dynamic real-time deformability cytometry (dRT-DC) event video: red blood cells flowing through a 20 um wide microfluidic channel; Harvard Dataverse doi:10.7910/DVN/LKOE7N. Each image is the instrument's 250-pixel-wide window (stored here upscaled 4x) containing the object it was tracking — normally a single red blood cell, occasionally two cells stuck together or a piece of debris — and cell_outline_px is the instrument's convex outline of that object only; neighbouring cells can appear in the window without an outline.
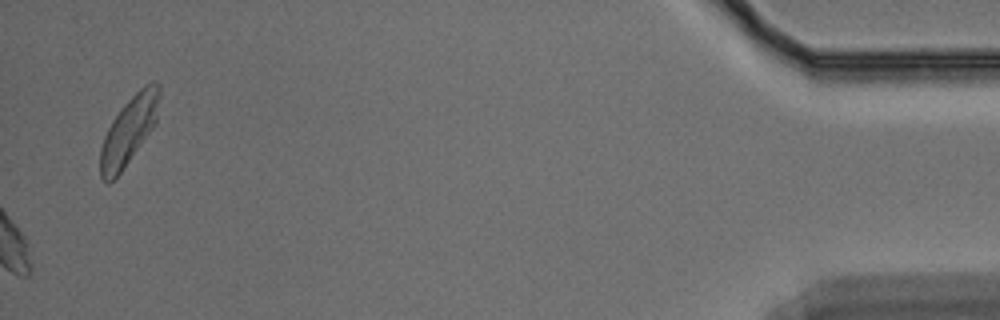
{"species": "Egyptian fruit bat (a non-hibernating species)", "species_latin": "Rousettus aegyptiacus", "temperature_condition": "warm", "stored_images_in_passage": 51, "camera_frame_rate_fps": 3000, "um_per_image_px": 0.085, "animal": {"sex": "male"}, "frame": {"image": 1, "passage_image": 51, "time_ms": 16.667, "image_size_px": [1000, 320], "cell_outline_px": [[160, 96], [156, 120], [152, 128], [120, 172], [108, 184], [100, 176], [100, 148], [104, 136], [112, 120], [124, 104], [144, 84], [152, 80], [156, 80], [160, 84]], "centroid_in_image_um": [10.96, 11.03], "position_along_channel_um": 424.2, "area_um2": 23.0}}